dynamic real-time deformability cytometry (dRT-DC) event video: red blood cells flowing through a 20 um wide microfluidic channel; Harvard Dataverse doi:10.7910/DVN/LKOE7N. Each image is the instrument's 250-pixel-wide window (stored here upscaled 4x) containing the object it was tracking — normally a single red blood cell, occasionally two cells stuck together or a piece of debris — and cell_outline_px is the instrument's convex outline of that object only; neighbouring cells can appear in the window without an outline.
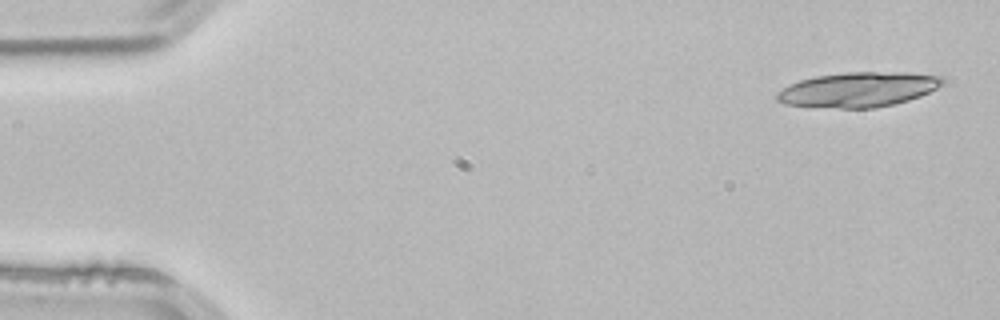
{"species": "common noctule bat (a hibernating species)", "species_latin": "Nyctalus noctula", "temperature_condition": "room temperature", "stored_images_in_passage": 4, "camera_frame_rate_fps": 3000, "um_per_image_px": 0.085, "animal": {"sex": "male", "body_mass_g": 21.5, "forearm_length_mm": 52.0}, "frame": {"image": 1, "passage_image": 1, "time_ms": 0.0, "image_size_px": [1000, 320], "cell_outline_px": [[944, 84], [920, 96], [908, 100], [876, 108], [840, 108], [784, 104], [776, 100], [776, 92], [788, 84], [800, 80], [816, 76], [848, 72], [908, 72], [944, 76]], "centroid_in_image_um": [72.96, 7.6], "position_along_channel_um": 12.0, "area_um2": 33.7}}